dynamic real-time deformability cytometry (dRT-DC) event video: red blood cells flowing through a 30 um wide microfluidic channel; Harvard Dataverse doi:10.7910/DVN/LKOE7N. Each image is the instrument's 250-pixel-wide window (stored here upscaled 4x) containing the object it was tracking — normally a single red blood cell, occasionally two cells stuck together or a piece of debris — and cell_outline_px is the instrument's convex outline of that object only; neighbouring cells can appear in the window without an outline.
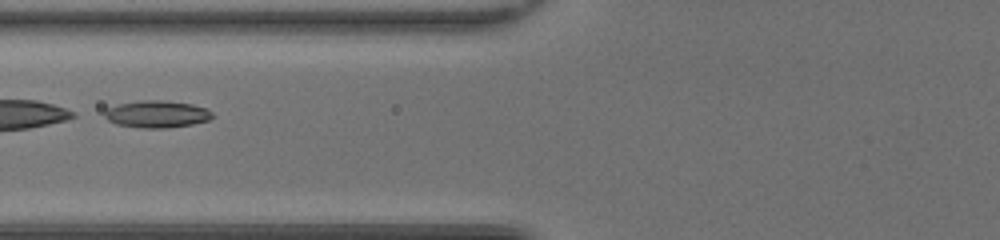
{"species": "common noctule bat (a hibernating species)", "species_latin": "Nyctalus noctula", "temperature_condition": "room temperature", "stored_images_in_passage": 48, "segment_of_instrument_passage": [2, 2], "camera_frame_rate_fps": 3000, "um_per_image_px": 0.085, "animal": {"sex": "female", "body_mass_g": 20.0, "forearm_length_mm": 54.0}, "frame": {"image": 1, "passage_image": 20, "time_ms": 6.333, "image_size_px": [1000, 240], "cell_outline_px": [[216, 116], [208, 120], [192, 124], [168, 128], [140, 128], [116, 124], [108, 120], [104, 116], [104, 112], [108, 108], [116, 104], [140, 100], [160, 100], [192, 104], [208, 108]], "centroid_in_image_um": [13.35, 9.7], "position_along_channel_um": 112.5, "area_um2": 17.22}}
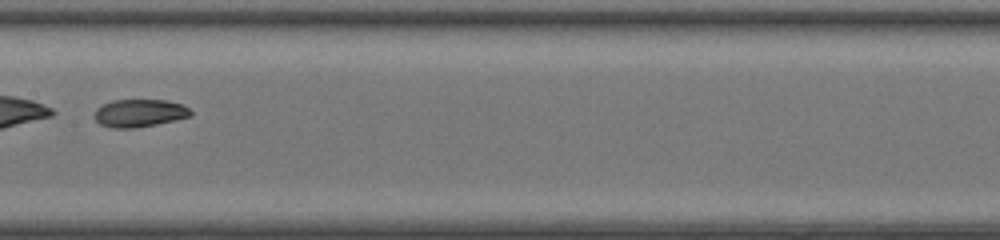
{"frame": {"image": 2, "passage_image": 26, "time_ms": 8.333, "image_size_px": [1000, 240], "cell_outline_px": [[192, 116], [176, 120], [156, 124], [132, 128], [112, 128], [100, 124], [92, 116], [96, 108], [112, 100], [168, 100], [184, 104], [192, 112]], "centroid_in_image_um": [11.86, 9.61], "position_along_channel_um": 195.5, "area_um2": 15.72}}